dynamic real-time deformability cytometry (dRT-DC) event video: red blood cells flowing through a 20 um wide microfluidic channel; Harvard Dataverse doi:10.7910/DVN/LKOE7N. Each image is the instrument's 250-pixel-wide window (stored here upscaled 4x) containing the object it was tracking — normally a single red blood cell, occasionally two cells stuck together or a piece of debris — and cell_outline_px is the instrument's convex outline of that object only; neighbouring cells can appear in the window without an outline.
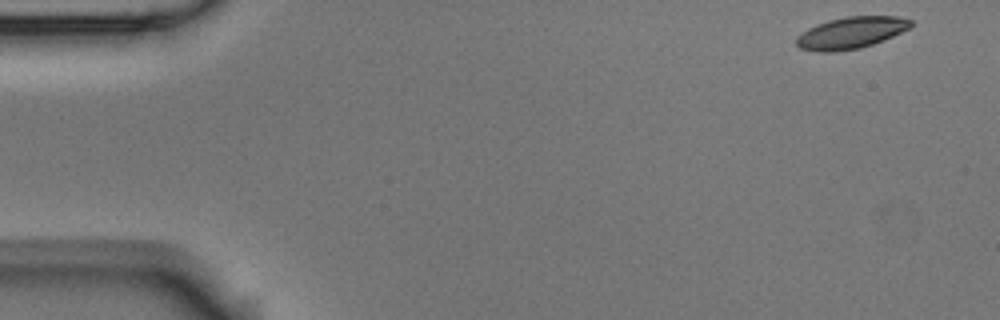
{"species": "Egyptian fruit bat (a non-hibernating species)", "species_latin": "Rousettus aegyptiacus", "temperature_condition": "room temperature", "stored_images_in_passage": 4, "segment_of_instrument_passage": [2, 2], "camera_frame_rate_fps": 3000, "um_per_image_px": 0.085, "animal": {"sex": "male"}, "frame": {"image": 1, "passage_image": 4, "time_ms": 1.0, "image_size_px": [1000, 320], "cell_outline_px": [[912, 24], [908, 28], [884, 40], [860, 48], [836, 52], [820, 52], [800, 48], [796, 44], [796, 36], [808, 28], [816, 24], [828, 20], [848, 16], [896, 16], [912, 20]], "centroid_in_image_um": [72.29, 2.79], "position_along_channel_um": 12.7, "area_um2": 21.1}}